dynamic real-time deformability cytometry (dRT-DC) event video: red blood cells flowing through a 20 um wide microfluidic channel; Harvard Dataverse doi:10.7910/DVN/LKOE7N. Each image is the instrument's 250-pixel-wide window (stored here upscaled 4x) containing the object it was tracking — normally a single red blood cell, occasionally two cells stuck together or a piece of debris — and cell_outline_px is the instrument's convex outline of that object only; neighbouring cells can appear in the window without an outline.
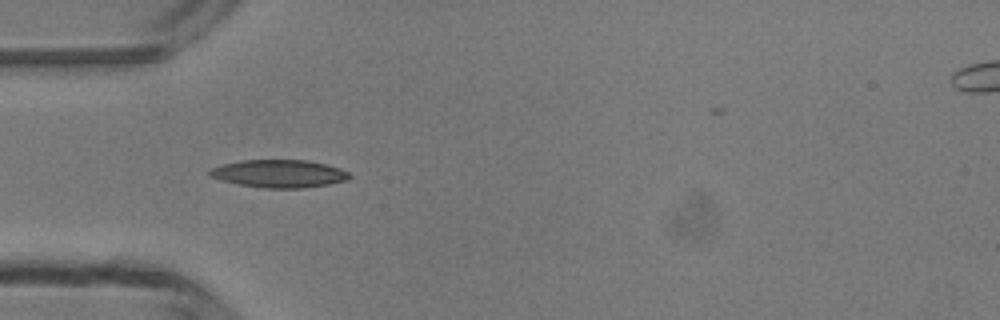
{"species": "common noctule bat (a hibernating species)", "species_latin": "Nyctalus noctula", "temperature_condition": "room temperature", "stored_images_in_passage": 6, "camera_frame_rate_fps": 3000, "um_per_image_px": 0.085, "animal": {"sex": "male", "body_mass_g": 13.3}, "frame": {"image": 1, "passage_image": 5, "time_ms": 4.667, "image_size_px": [1000, 320], "cell_outline_px": [[352, 176], [348, 180], [328, 184], [300, 188], [260, 188], [220, 180], [212, 176], [208, 172], [212, 168], [224, 164], [240, 160], [308, 160], [340, 168], [348, 172]], "centroid_in_image_um": [23.75, 14.76], "position_along_channel_um": 61.3, "area_um2": 22.48}}
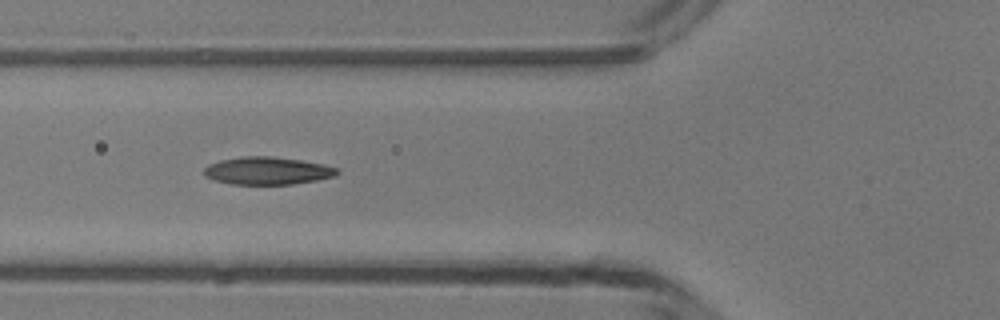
{"frame": {"image": 2, "passage_image": 6, "time_ms": 5.667, "image_size_px": [1000, 320], "cell_outline_px": [[340, 172], [336, 176], [316, 180], [292, 184], [232, 184], [212, 180], [204, 176], [204, 168], [208, 164], [220, 160], [240, 156], [272, 156], [300, 160], [324, 164], [340, 168]], "centroid_in_image_um": [22.73, 14.51], "position_along_channel_um": 103.1, "area_um2": 21.68}}